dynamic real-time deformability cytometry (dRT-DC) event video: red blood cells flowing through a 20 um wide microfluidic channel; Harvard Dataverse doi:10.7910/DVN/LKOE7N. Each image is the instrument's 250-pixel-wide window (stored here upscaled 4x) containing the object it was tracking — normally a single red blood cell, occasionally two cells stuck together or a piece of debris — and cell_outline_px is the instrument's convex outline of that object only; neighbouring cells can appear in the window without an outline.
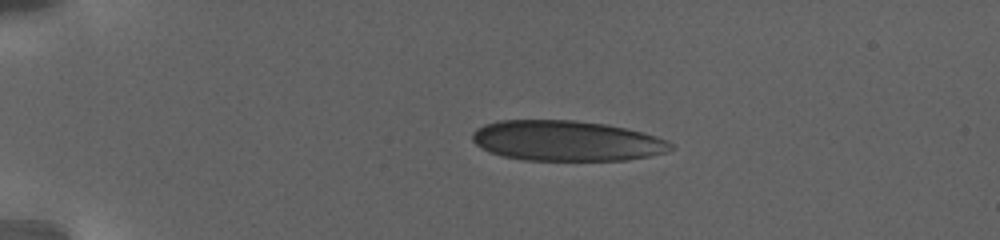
{"species": "human", "species_latin": "Homo sapiens", "temperature_condition": "warm", "stored_images_in_passage": 43, "camera_frame_rate_fps": 3000, "um_per_image_px": 0.085, "donor": {"sex": "female"}, "frame": {"image": 1, "passage_image": 1, "time_ms": 0.0, "image_size_px": [1000, 240], "cell_outline_px": [[676, 148], [664, 152], [648, 156], [624, 160], [524, 160], [504, 156], [488, 152], [480, 148], [472, 140], [472, 132], [476, 128], [484, 124], [500, 120], [576, 120], [608, 124], [644, 132], [668, 140]], "centroid_in_image_um": [48.14, 11.96], "position_along_channel_um": 36.9, "area_um2": 46.99}}
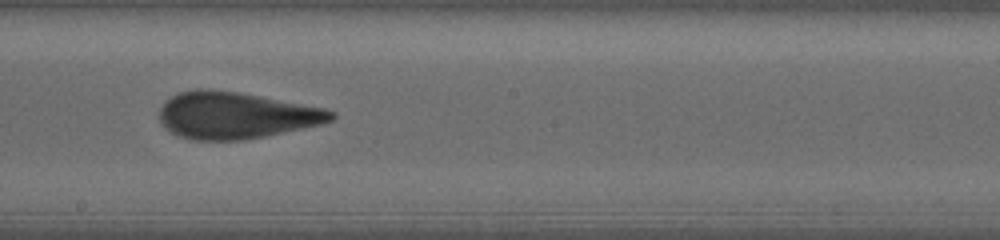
{"frame": {"image": 2, "passage_image": 16, "time_ms": 9.333, "image_size_px": [1000, 240], "cell_outline_px": [[336, 116], [332, 120], [324, 124], [244, 140], [192, 140], [168, 132], [160, 124], [160, 108], [164, 100], [180, 92], [196, 88], [212, 88], [240, 92], [324, 108], [336, 112]], "centroid_in_image_um": [20.01, 9.8], "position_along_channel_um": 228.2, "area_um2": 47.22}}
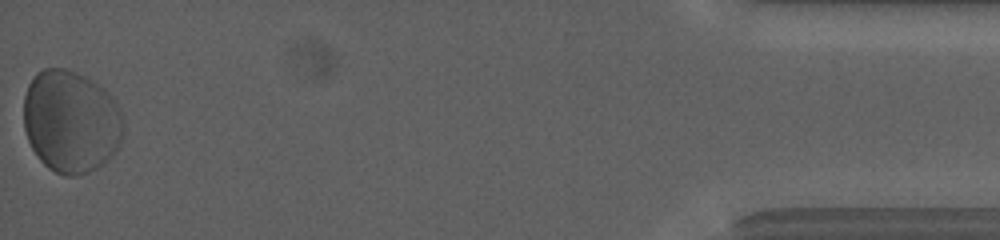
{"frame": {"image": 3, "passage_image": 43, "time_ms": 19.667, "image_size_px": [1000, 240], "cell_outline_px": [[124, 132], [120, 144], [116, 152], [104, 164], [80, 176], [64, 176], [48, 168], [40, 160], [32, 148], [28, 140], [24, 128], [24, 96], [28, 84], [36, 72], [44, 68], [68, 68], [84, 76], [108, 92], [120, 108], [124, 120]], "centroid_in_image_um": [6.04, 10.34], "position_along_channel_um": 429.2, "area_um2": 60.29}, "authors_computed_cell_mechanics": {"area_um2": 47.7428, "velocity_mm_per_s": 2.7178, "shape_relaxation_time_tau1_ms": 4.3365, "shape_relaxation_time_tau2_ms": 1.0012, "deformation_change_tau1": 0.1182, "deformation_change_tau2": 0.0552}}